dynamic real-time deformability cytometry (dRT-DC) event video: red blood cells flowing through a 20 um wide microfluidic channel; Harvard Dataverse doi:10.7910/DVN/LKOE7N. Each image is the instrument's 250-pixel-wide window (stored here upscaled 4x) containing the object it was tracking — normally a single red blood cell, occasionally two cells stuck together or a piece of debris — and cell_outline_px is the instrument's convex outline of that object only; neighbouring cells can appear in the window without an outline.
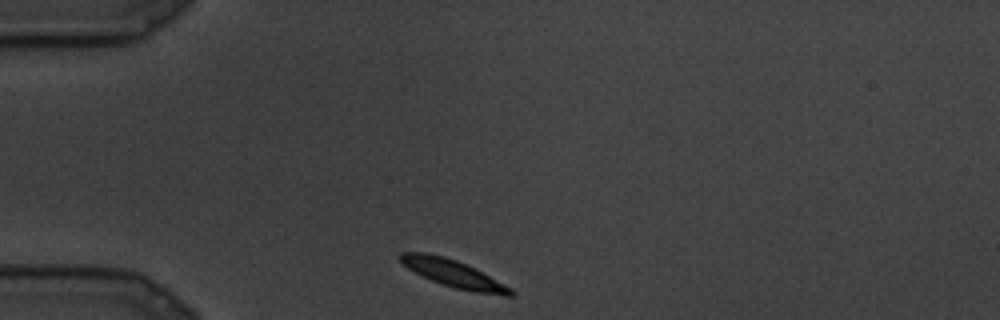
{"species": "common noctule bat (a hibernating species)", "species_latin": "Nyctalus noctula", "temperature_condition": "cold", "stored_images_in_passage": 9, "camera_frame_rate_fps": 3000, "um_per_image_px": 0.085, "animal": {"sex": "male", "body_mass_g": 19.5, "forearm_length_mm": 54.6}, "frame": {"image": 1, "passage_image": 1, "time_ms": 0.0, "image_size_px": [1000, 320], "cell_outline_px": [[516, 296], [504, 296], [476, 292], [456, 288], [432, 280], [408, 268], [396, 256], [400, 252], [428, 252], [444, 256], [456, 260], [512, 288], [516, 292]], "centroid_in_image_um": [38.53, 23.25], "position_along_channel_um": 46.5, "area_um2": 17.22}}
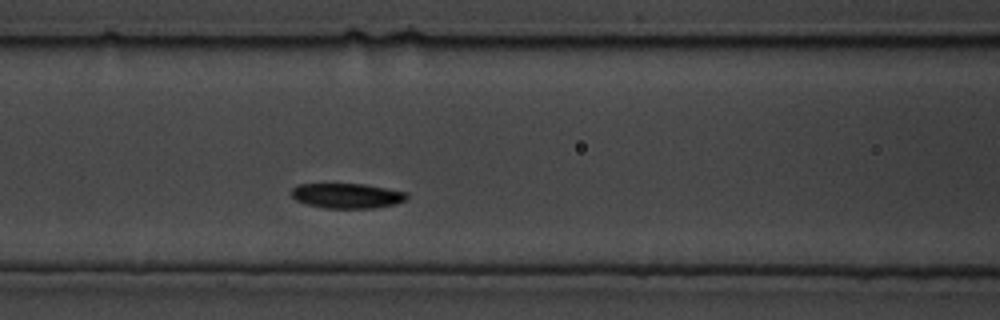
{"frame": {"image": 2, "passage_image": 6, "time_ms": 1.667, "image_size_px": [1000, 320], "cell_outline_px": [[408, 196], [404, 200], [396, 204], [376, 208], [324, 208], [308, 204], [296, 200], [292, 196], [292, 188], [296, 184], [364, 184], [408, 192]], "centroid_in_image_um": [29.51, 16.64], "position_along_channel_um": 137.1, "area_um2": 16.82}}
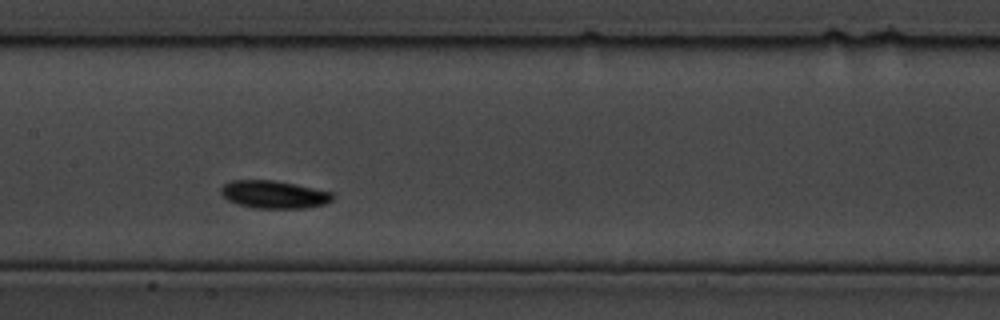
{"frame": {"image": 3, "passage_image": 8, "time_ms": 2.333, "image_size_px": [1000, 320], "cell_outline_px": [[332, 200], [324, 204], [304, 208], [252, 208], [236, 204], [228, 200], [220, 192], [220, 188], [224, 184], [232, 180], [272, 180], [296, 184], [332, 192]], "centroid_in_image_um": [23.25, 16.53], "position_along_channel_um": 184.2, "area_um2": 18.03}}